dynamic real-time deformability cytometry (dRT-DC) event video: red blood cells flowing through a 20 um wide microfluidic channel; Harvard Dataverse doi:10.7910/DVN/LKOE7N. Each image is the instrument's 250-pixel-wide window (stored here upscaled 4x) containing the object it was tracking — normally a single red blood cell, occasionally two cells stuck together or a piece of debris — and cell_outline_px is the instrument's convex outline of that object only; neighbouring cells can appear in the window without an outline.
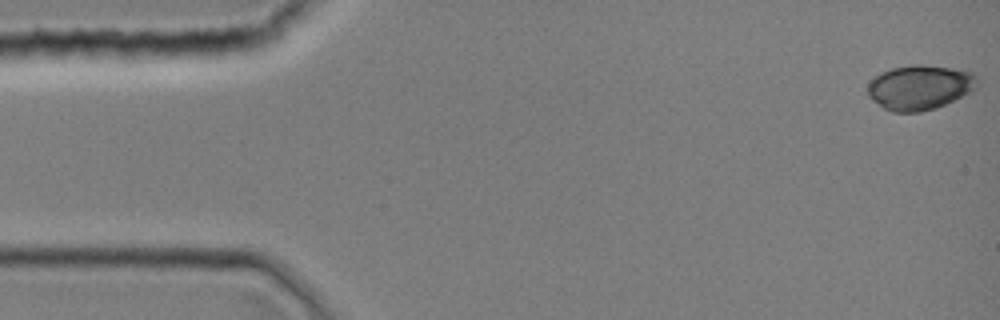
{"species": "common noctule bat (a hibernating species)", "species_latin": "Nyctalus noctula", "temperature_condition": "room temperature", "stored_images_in_passage": 44, "camera_frame_rate_fps": 3000, "um_per_image_px": 0.085, "animal": {"sex": "female", "body_mass_g": 19.0, "forearm_length_mm": 51.5}, "frame": {"image": 1, "passage_image": 1, "time_ms": 0.0, "image_size_px": [1000, 320], "cell_outline_px": [[976, 88], [936, 108], [920, 112], [892, 112], [884, 108], [872, 100], [868, 96], [868, 84], [880, 72], [892, 68], [908, 64], [920, 64], [952, 68], [972, 72], [976, 76]], "centroid_in_image_um": [78.14, 7.41], "position_along_channel_um": 6.9, "area_um2": 28.38}}
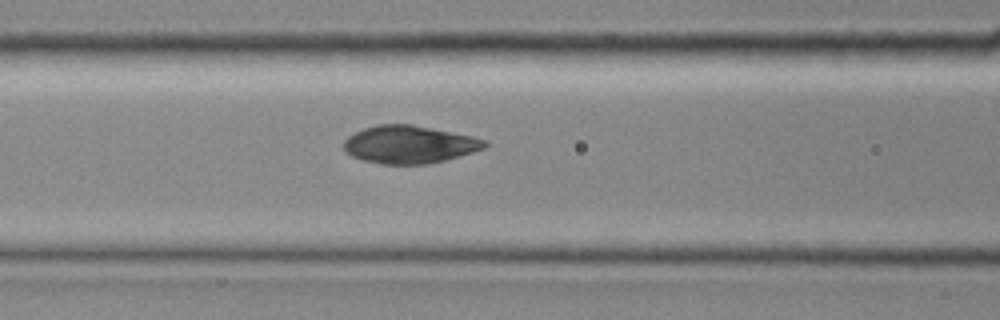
{"frame": {"image": 2, "passage_image": 18, "time_ms": 5.667, "image_size_px": [1000, 320], "cell_outline_px": [[488, 144], [484, 148], [472, 152], [444, 160], [428, 164], [380, 164], [364, 160], [352, 156], [344, 152], [344, 140], [348, 136], [364, 128], [376, 124], [412, 124], [472, 136], [488, 140]], "centroid_in_image_um": [34.78, 12.27], "position_along_channel_um": 131.8, "area_um2": 30.98}}
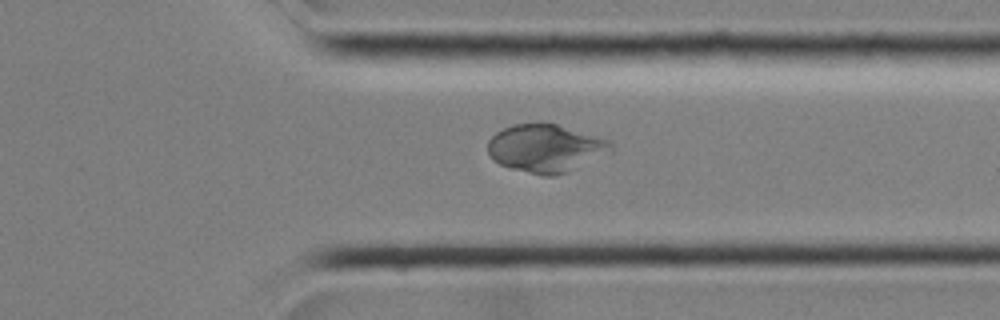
{"frame": {"image": 3, "passage_image": 34, "time_ms": 11.0, "image_size_px": [1000, 320], "cell_outline_px": [[612, 152], [568, 172], [556, 176], [544, 176], [512, 168], [500, 164], [492, 160], [488, 152], [488, 140], [496, 132], [512, 124], [556, 124], [612, 140]], "centroid_in_image_um": [46.41, 12.61], "position_along_channel_um": 365.0, "area_um2": 34.39}}